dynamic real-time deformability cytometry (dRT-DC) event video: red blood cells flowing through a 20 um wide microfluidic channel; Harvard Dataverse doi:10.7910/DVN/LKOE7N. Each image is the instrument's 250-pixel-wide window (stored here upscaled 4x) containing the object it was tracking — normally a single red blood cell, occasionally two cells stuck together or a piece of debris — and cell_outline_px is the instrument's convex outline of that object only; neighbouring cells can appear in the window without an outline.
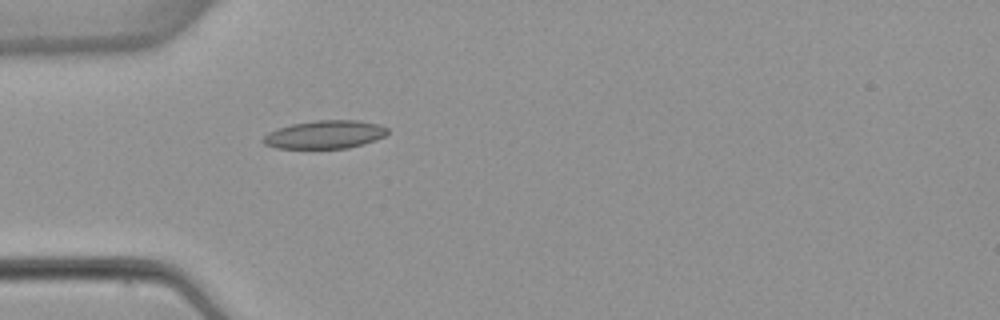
{"species": "common noctule bat (a hibernating species)", "species_latin": "Nyctalus noctula", "temperature_condition": "warm", "stored_images_in_passage": 3, "camera_frame_rate_fps": 3000, "um_per_image_px": 0.085, "animal": {"sex": "female", "body_mass_g": 22.7, "forearm_length_mm": 54.2}, "frame": {"image": 1, "passage_image": 3, "time_ms": 4.667, "image_size_px": [1000, 320], "cell_outline_px": [[388, 132], [384, 136], [376, 140], [364, 144], [348, 148], [276, 148], [264, 144], [260, 140], [268, 132], [276, 128], [292, 124], [316, 120], [356, 120], [380, 124], [388, 128]], "centroid_in_image_um": [27.6, 11.43], "position_along_channel_um": 57.4, "area_um2": 20.58}}